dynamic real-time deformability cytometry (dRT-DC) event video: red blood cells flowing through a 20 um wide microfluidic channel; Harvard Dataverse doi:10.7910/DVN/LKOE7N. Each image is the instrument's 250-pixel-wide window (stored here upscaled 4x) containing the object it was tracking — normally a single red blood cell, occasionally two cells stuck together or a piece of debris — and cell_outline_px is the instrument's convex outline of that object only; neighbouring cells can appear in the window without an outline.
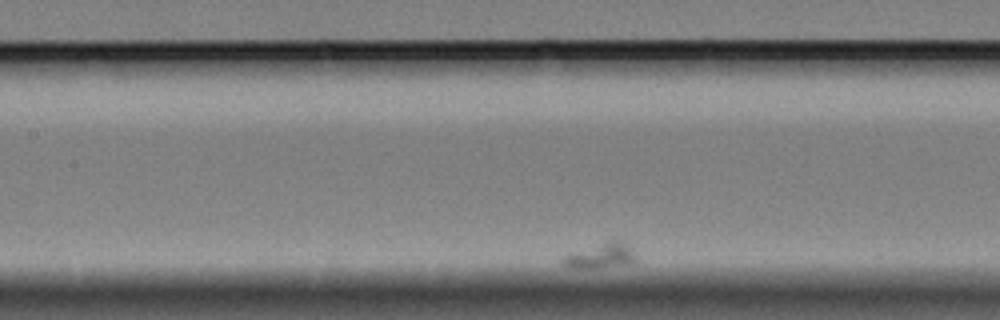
{"species": "Egyptian fruit bat (a non-hibernating species)", "species_latin": "Rousettus aegyptiacus", "temperature_condition": "cold", "stored_images_in_passage": 16, "segment_of_instrument_passage": [2, 2], "camera_frame_rate_fps": 3000, "um_per_image_px": 0.085, "animal": {"sex": "female"}, "frame": {"image": 1, "passage_image": 10, "time_ms": 11.333, "image_size_px": [1000, 320], "cell_outline_px": [[636, 260], [632, 264], [596, 268], [572, 268], [564, 264], [560, 260], [564, 256], [572, 252], [608, 240], [620, 240], [628, 244], [636, 256]], "centroid_in_image_um": [51.1, 21.73], "position_along_channel_um": 156.3, "area_um2": 10.81}}
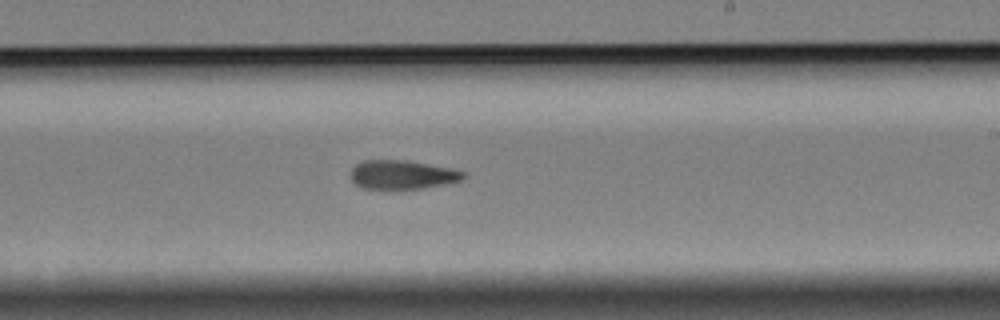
{"frame": {"image": 2, "passage_image": 16, "time_ms": 19.667, "image_size_px": [1000, 320], "cell_outline_px": [[468, 176], [460, 180], [444, 184], [424, 188], [364, 188], [356, 184], [352, 180], [352, 168], [356, 164], [364, 160], [408, 160], [448, 168], [464, 172]], "centroid_in_image_um": [34.2, 14.84], "position_along_channel_um": 254.8, "area_um2": 18.61}}